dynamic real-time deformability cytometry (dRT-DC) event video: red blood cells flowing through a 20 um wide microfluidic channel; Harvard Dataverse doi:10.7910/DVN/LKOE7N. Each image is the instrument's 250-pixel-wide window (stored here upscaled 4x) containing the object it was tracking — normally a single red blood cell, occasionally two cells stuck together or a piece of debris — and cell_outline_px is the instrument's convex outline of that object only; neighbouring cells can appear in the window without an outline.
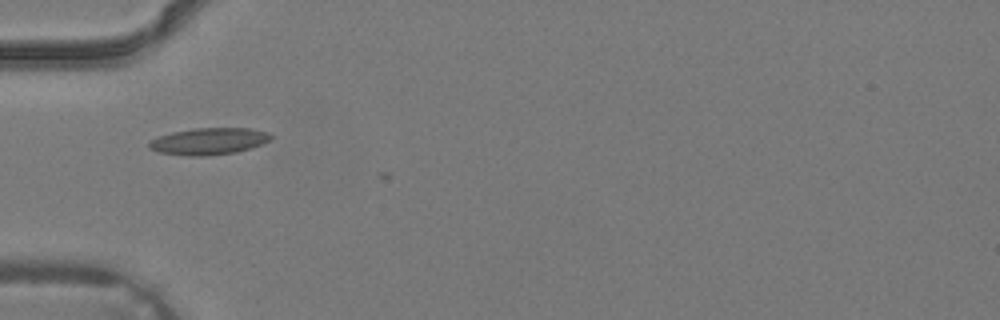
{"species": "common noctule bat (a hibernating species)", "species_latin": "Nyctalus noctula", "temperature_condition": "warm", "stored_images_in_passage": 1, "camera_frame_rate_fps": 3000, "um_per_image_px": 0.085, "animal": {"sex": "male", "body_mass_g": 19.2, "forearm_length_mm": 51.8}, "frame": {"image": 1, "passage_image": 1, "time_ms": 0.0, "image_size_px": [1000, 320], "cell_outline_px": [[276, 136], [272, 140], [236, 152], [208, 156], [188, 156], [156, 152], [148, 148], [148, 140], [172, 132], [196, 128], [248, 128], [268, 132]], "centroid_in_image_um": [17.74, 12.01], "position_along_channel_um": 67.3, "area_um2": 19.19}}